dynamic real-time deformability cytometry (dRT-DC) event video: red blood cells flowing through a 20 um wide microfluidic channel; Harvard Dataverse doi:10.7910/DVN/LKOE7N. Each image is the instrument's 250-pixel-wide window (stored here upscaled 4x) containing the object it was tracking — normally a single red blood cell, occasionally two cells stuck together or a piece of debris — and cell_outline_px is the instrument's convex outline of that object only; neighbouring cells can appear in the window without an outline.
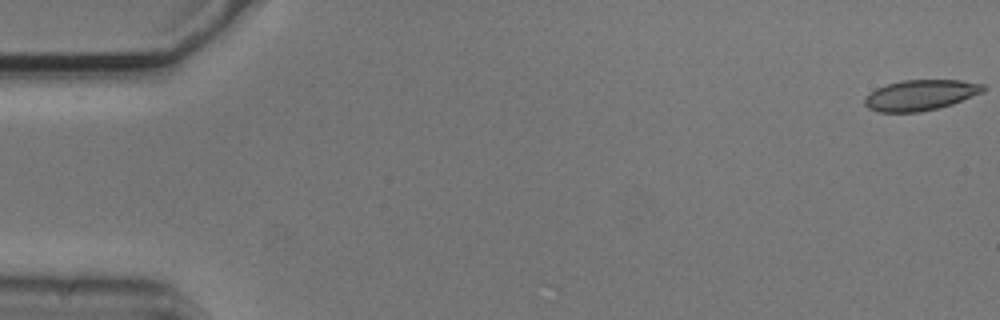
{"species": "common noctule bat (a hibernating species)", "species_latin": "Nyctalus noctula", "temperature_condition": "cold", "stored_images_in_passage": 55, "camera_frame_rate_fps": 3000, "um_per_image_px": 0.085, "animal": {"sex": "male", "body_mass_g": 20.5, "forearm_length_mm": 52.5}, "frame": {"image": 1, "passage_image": 1, "time_ms": 0.0, "image_size_px": [1000, 320], "cell_outline_px": [[984, 88], [980, 92], [960, 100], [936, 108], [916, 112], [880, 112], [864, 104], [864, 100], [872, 92], [888, 84], [904, 80], [956, 80], [980, 84]], "centroid_in_image_um": [78.19, 8.08], "position_along_channel_um": 6.8, "area_um2": 20.06}}
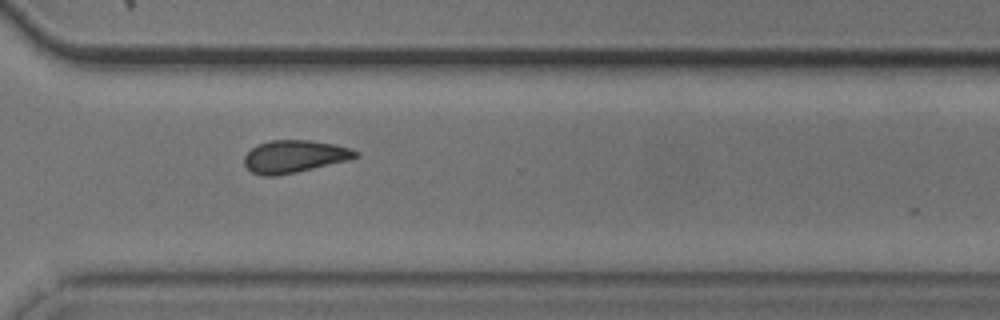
{"frame": {"image": 2, "passage_image": 40, "time_ms": 13.0, "image_size_px": [1000, 320], "cell_outline_px": [[356, 156], [344, 160], [292, 172], [272, 176], [264, 176], [252, 172], [244, 164], [244, 156], [252, 148], [260, 144], [272, 140], [308, 140], [332, 144], [348, 148], [356, 152]], "centroid_in_image_um": [24.91, 13.28], "position_along_channel_um": 345.7, "area_um2": 20.06}}
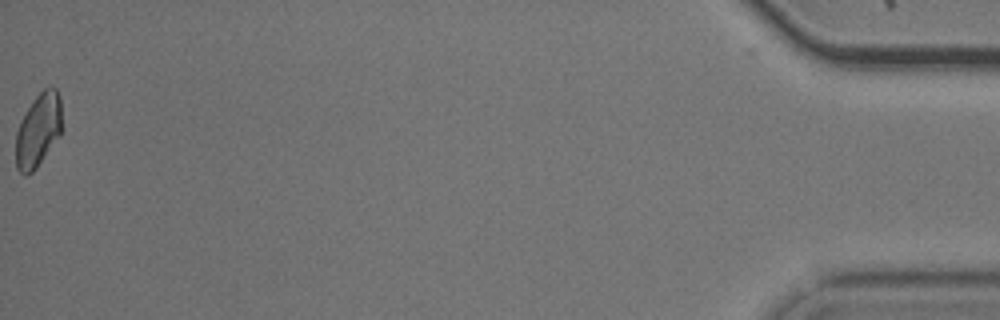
{"frame": {"image": 3, "passage_image": 55, "time_ms": 18.0, "image_size_px": [1000, 320], "cell_outline_px": [[60, 132], [36, 168], [32, 172], [24, 176], [16, 168], [16, 132], [28, 108], [36, 96], [44, 88], [56, 88], [60, 100]], "centroid_in_image_um": [3.21, 11.08], "position_along_channel_um": 432.0, "area_um2": 18.96}, "authors_computed_cell_mechanics": {"area_um2": 20.2878, "velocity_mm_per_s": 3.7096, "shape_relaxation_time_tau1_ms": 6.1238, "shape_relaxation_time_tau2_ms": 3.9195, "deformation_change_tau1": 0.0938, "deformation_change_tau2": 0.0936}}